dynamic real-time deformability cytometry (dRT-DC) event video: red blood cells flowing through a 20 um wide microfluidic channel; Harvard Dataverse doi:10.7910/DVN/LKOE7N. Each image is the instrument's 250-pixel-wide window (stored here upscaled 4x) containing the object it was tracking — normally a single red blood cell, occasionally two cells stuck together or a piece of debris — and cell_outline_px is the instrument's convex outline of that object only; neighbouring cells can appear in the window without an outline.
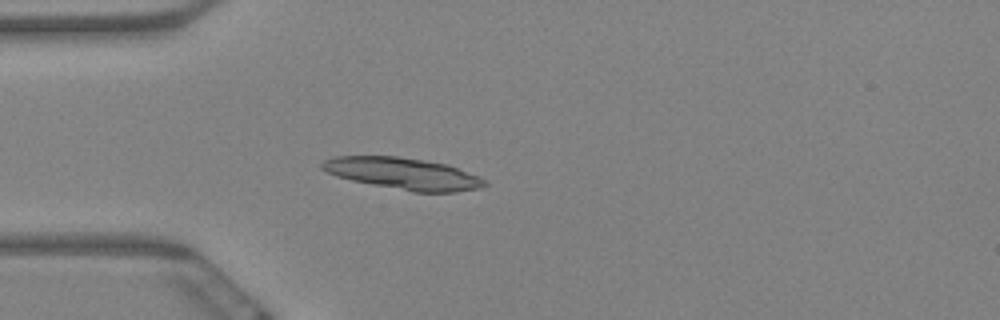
{"species": "Egyptian fruit bat (a non-hibernating species)", "species_latin": "Rousettus aegyptiacus", "temperature_condition": "warm", "stored_images_in_passage": 12, "camera_frame_rate_fps": 3000, "um_per_image_px": 0.085, "animal": {"sex": "female"}, "frame": {"image": 1, "passage_image": 4, "time_ms": 1.0, "image_size_px": [1000, 320], "cell_outline_px": [[488, 184], [480, 188], [456, 192], [412, 192], [352, 180], [336, 176], [320, 168], [320, 164], [324, 160], [332, 156], [400, 156], [448, 164], [480, 176], [488, 180]], "centroid_in_image_um": [34.3, 14.75], "position_along_channel_um": 50.7, "area_um2": 30.29}}
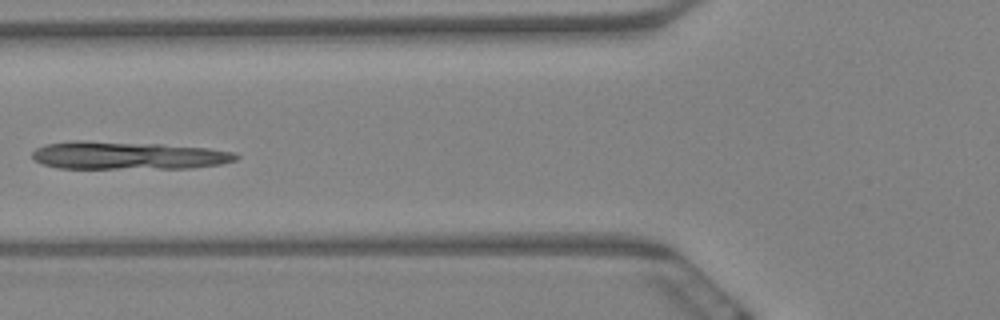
{"frame": {"image": 2, "passage_image": 6, "time_ms": 1.667, "image_size_px": [1000, 320], "cell_outline_px": [[240, 156], [236, 160], [220, 164], [192, 168], [56, 168], [44, 164], [36, 160], [32, 156], [32, 152], [36, 148], [44, 144], [72, 140], [84, 140], [160, 144], [208, 148], [236, 152]], "centroid_in_image_um": [10.87, 13.21], "position_along_channel_um": 114.9, "area_um2": 33.23}}
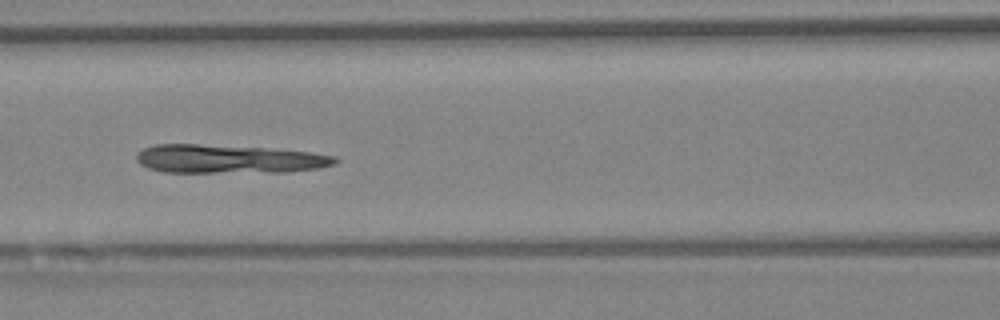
{"frame": {"image": 3, "passage_image": 7, "time_ms": 2.0, "image_size_px": [1000, 320], "cell_outline_px": [[340, 160], [336, 164], [320, 168], [288, 172], [164, 172], [148, 168], [140, 164], [136, 160], [136, 156], [144, 148], [156, 144], [196, 144], [264, 148], [308, 152], [336, 156]], "centroid_in_image_um": [19.47, 13.52], "position_along_channel_um": 147.1, "area_um2": 33.0}}